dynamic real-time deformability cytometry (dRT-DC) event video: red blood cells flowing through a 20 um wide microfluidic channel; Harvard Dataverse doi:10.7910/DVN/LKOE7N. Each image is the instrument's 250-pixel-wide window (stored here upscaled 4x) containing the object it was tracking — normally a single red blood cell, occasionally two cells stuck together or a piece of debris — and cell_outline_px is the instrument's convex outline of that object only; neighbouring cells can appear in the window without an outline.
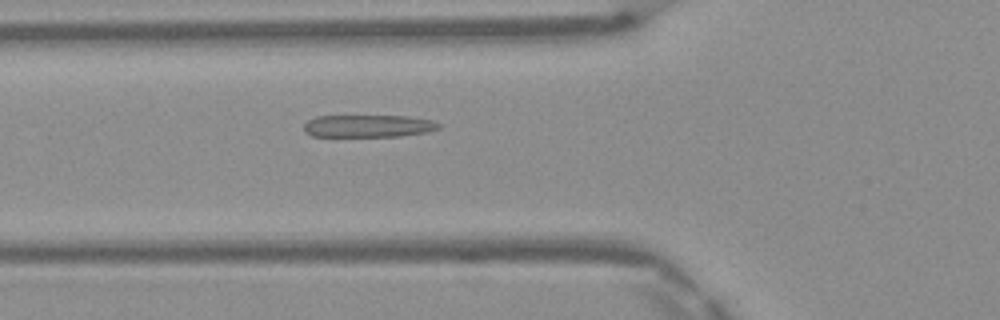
{"species": "Egyptian fruit bat (a non-hibernating species)", "species_latin": "Rousettus aegyptiacus", "temperature_condition": "warm", "stored_images_in_passage": 43, "camera_frame_rate_fps": 3000, "um_per_image_px": 0.085, "frame": {"image": 1, "passage_image": 12, "time_ms": 3.667, "image_size_px": [1000, 320], "cell_outline_px": [[440, 128], [428, 132], [400, 136], [312, 136], [304, 132], [304, 124], [308, 120], [316, 116], [408, 116], [432, 120], [440, 124]], "centroid_in_image_um": [31.3, 10.71], "position_along_channel_um": 94.5, "area_um2": 17.63}}
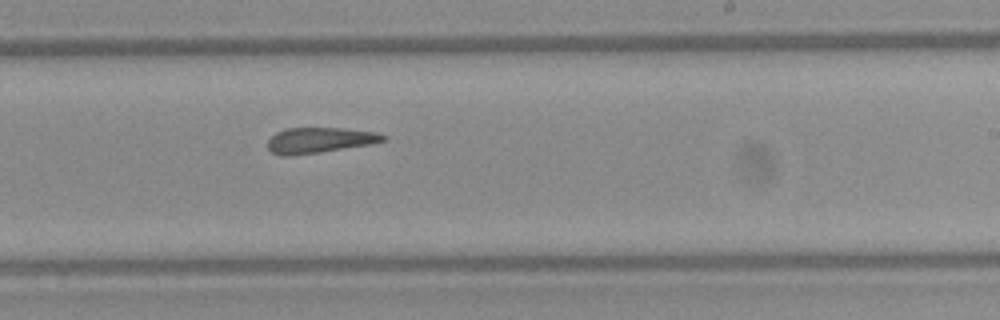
{"frame": {"image": 2, "passage_image": 24, "time_ms": 7.667, "image_size_px": [1000, 320], "cell_outline_px": [[388, 140], [372, 144], [288, 156], [280, 156], [272, 152], [268, 148], [268, 140], [276, 132], [284, 128], [344, 128], [376, 132], [388, 136]], "centroid_in_image_um": [27.18, 11.9], "position_along_channel_um": 261.8, "area_um2": 17.17}}
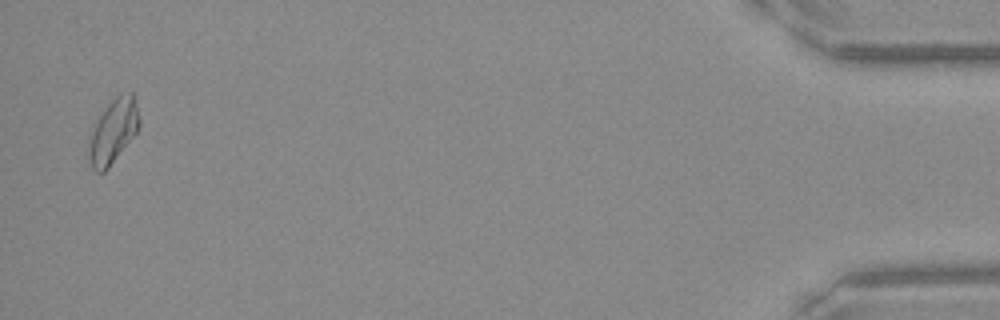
{"frame": {"image": 3, "passage_image": 42, "time_ms": 13.667, "image_size_px": [1000, 320], "cell_outline_px": [[140, 124], [136, 132], [108, 168], [104, 172], [96, 172], [92, 168], [88, 156], [92, 128], [96, 120], [104, 108], [120, 92], [132, 92], [136, 100], [140, 120]], "centroid_in_image_um": [9.63, 11.11], "position_along_channel_um": 425.6, "area_um2": 18.73}, "authors_computed_cell_mechanics": {"area_um2": 18.4382, "velocity_mm_per_s": 4.1652, "shape_relaxation_time_tau1_ms": null, "shape_relaxation_time_tau2_ms": 2.6289, "deformation_change_tau1": null, "deformation_change_tau2": 0.1207}}